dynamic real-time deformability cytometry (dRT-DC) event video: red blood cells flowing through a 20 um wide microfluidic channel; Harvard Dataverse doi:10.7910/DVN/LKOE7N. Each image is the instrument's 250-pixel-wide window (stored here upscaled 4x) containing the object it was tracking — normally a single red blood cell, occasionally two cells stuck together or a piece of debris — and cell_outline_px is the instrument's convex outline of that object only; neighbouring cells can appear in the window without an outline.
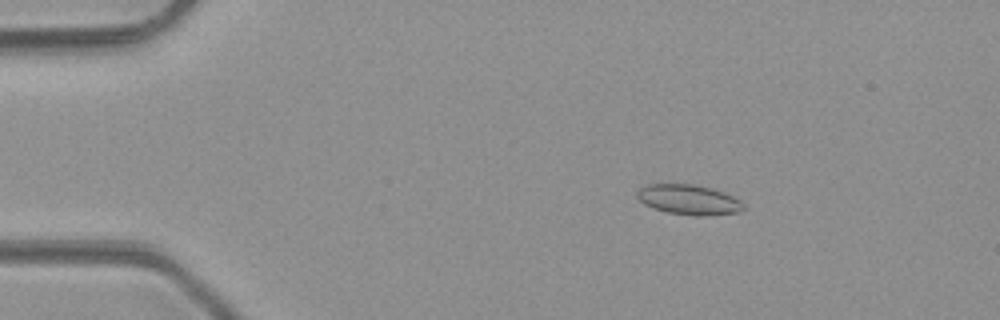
{"species": "common noctule bat (a hibernating species)", "species_latin": "Nyctalus noctula", "temperature_condition": "room temperature", "stored_images_in_passage": 47, "camera_frame_rate_fps": 3000, "um_per_image_px": 0.085, "animal": {"sex": "male", "body_mass_g": 23.1, "forearm_length_mm": 52.7}, "frame": {"image": 1, "passage_image": 7, "time_ms": 2.0, "image_size_px": [1000, 320], "cell_outline_px": [[744, 208], [740, 212], [708, 216], [696, 216], [668, 212], [644, 204], [636, 196], [636, 192], [644, 184], [696, 184], [712, 188], [736, 196], [744, 204]], "centroid_in_image_um": [58.59, 16.96], "position_along_channel_um": 26.4, "area_um2": 18.84}}
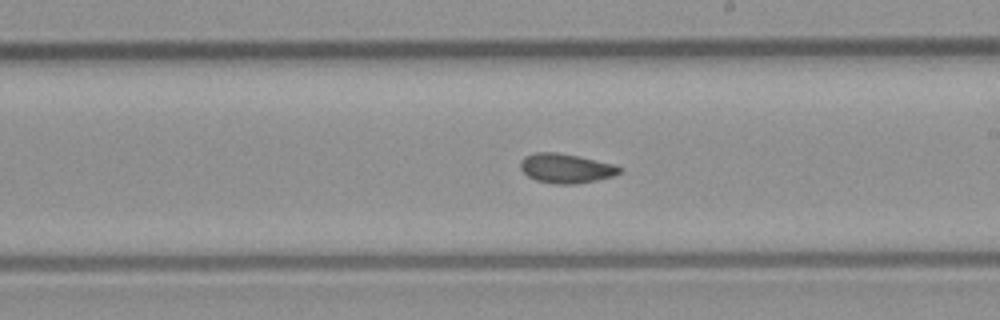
{"frame": {"image": 2, "passage_image": 27, "time_ms": 8.667, "image_size_px": [1000, 320], "cell_outline_px": [[624, 172], [612, 176], [596, 180], [576, 184], [552, 184], [536, 180], [528, 176], [520, 168], [520, 160], [524, 156], [536, 152], [556, 152], [580, 156], [612, 164], [624, 168]], "centroid_in_image_um": [48.11, 14.3], "position_along_channel_um": 240.9, "area_um2": 17.17}}
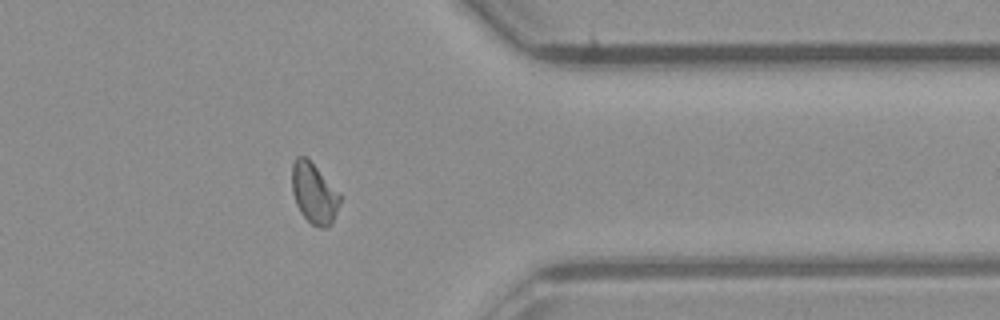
{"frame": {"image": 3, "passage_image": 38, "time_ms": 12.333, "image_size_px": [1000, 320], "cell_outline_px": [[340, 200], [332, 224], [324, 228], [320, 228], [312, 224], [300, 212], [296, 204], [292, 192], [292, 164], [296, 156], [304, 156], [316, 168], [340, 196]], "centroid_in_image_um": [26.65, 16.46], "position_along_channel_um": 384.8, "area_um2": 16.36}, "authors_computed_cell_mechanics": {"area_um2": 16.8776, "velocity_mm_per_s": 4.26, "shape_relaxation_time_tau1_ms": 4.4177, "shape_relaxation_time_tau2_ms": 1.7556, "deformation_change_tau1": 0.1112, "deformation_change_tau2": 0.0662}}